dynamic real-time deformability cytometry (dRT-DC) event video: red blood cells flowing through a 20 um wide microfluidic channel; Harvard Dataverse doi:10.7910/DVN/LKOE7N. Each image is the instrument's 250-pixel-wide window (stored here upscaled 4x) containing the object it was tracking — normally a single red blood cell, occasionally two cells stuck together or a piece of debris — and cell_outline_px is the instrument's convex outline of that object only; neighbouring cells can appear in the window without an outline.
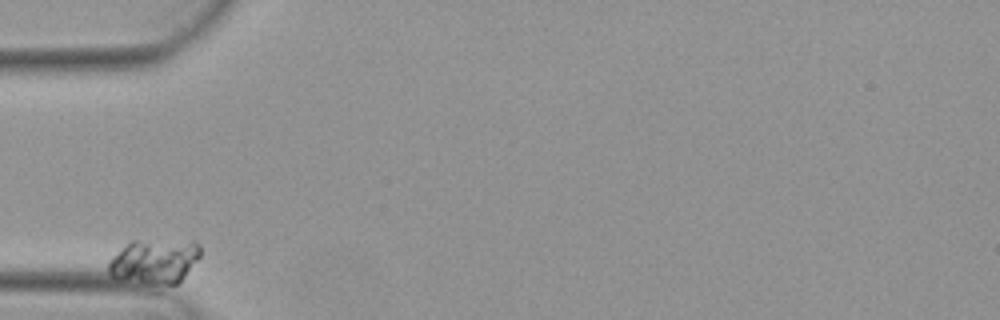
{"species": "Egyptian fruit bat (a non-hibernating species)", "species_latin": "Rousettus aegyptiacus", "temperature_condition": "warm", "stored_images_in_passage": 2, "camera_frame_rate_fps": 3000, "um_per_image_px": 0.085, "animal": {"sex": "female"}, "frame": {"image": 1, "passage_image": 1, "time_ms": 0.0, "image_size_px": [1000, 320], "cell_outline_px": [[200, 256], [184, 276], [176, 284], [168, 284], [112, 276], [108, 272], [108, 260], [112, 256], [132, 240], [192, 240], [200, 244]], "centroid_in_image_um": [13.17, 22.13], "position_along_channel_um": 71.8, "area_um2": 23.24}}